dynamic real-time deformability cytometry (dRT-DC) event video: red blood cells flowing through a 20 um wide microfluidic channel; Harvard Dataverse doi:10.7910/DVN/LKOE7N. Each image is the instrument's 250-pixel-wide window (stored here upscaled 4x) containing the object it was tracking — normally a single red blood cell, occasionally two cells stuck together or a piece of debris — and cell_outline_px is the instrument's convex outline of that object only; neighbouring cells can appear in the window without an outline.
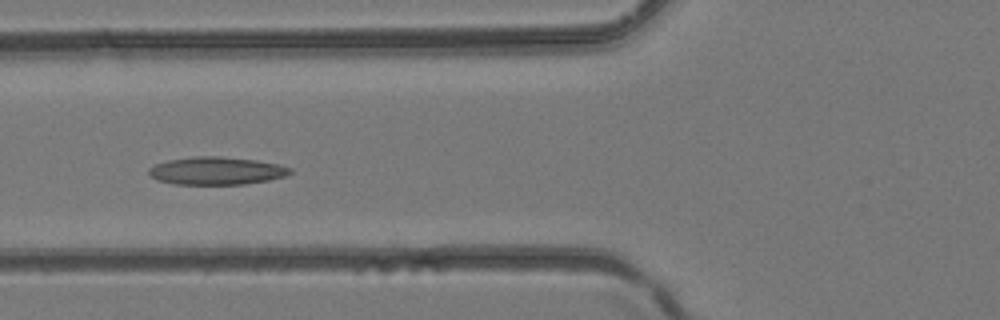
{"species": "common noctule bat (a hibernating species)", "species_latin": "Nyctalus noctula", "temperature_condition": "room temperature", "stored_images_in_passage": 35, "camera_frame_rate_fps": 3000, "um_per_image_px": 0.085, "animal": {"sex": "female", "body_mass_g": 24.6, "forearm_length_mm": 56.2}, "frame": {"image": 1, "passage_image": 10, "time_ms": 3.0, "image_size_px": [1000, 320], "cell_outline_px": [[292, 172], [284, 176], [268, 180], [244, 184], [176, 184], [156, 180], [148, 172], [148, 168], [156, 164], [168, 160], [192, 156], [224, 156], [256, 160], [276, 164], [292, 168]], "centroid_in_image_um": [18.38, 14.51], "position_along_channel_um": 107.4, "area_um2": 22.83}}
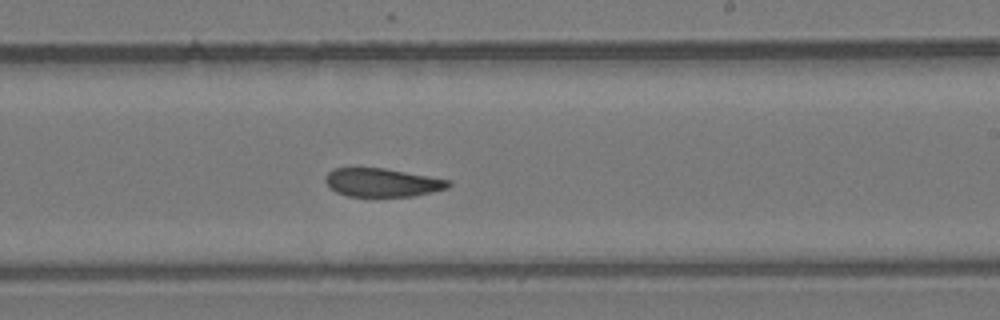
{"frame": {"image": 2, "passage_image": 19, "time_ms": 6.0, "image_size_px": [1000, 320], "cell_outline_px": [[452, 184], [448, 188], [412, 196], [348, 196], [336, 192], [328, 188], [324, 180], [324, 176], [332, 168], [384, 168], [448, 180]], "centroid_in_image_um": [32.41, 15.51], "position_along_channel_um": 256.6, "area_um2": 20.29}}
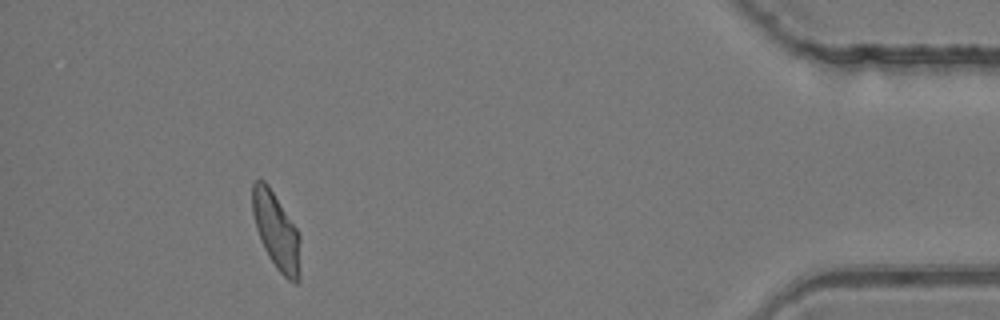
{"frame": {"image": 3, "passage_image": 32, "time_ms": 10.333, "image_size_px": [1000, 320], "cell_outline_px": [[300, 280], [296, 284], [288, 280], [276, 268], [268, 256], [260, 240], [256, 228], [252, 212], [252, 184], [256, 180], [264, 180], [268, 184], [296, 228], [300, 236]], "centroid_in_image_um": [23.49, 19.67], "position_along_channel_um": 411.7, "area_um2": 21.5}}